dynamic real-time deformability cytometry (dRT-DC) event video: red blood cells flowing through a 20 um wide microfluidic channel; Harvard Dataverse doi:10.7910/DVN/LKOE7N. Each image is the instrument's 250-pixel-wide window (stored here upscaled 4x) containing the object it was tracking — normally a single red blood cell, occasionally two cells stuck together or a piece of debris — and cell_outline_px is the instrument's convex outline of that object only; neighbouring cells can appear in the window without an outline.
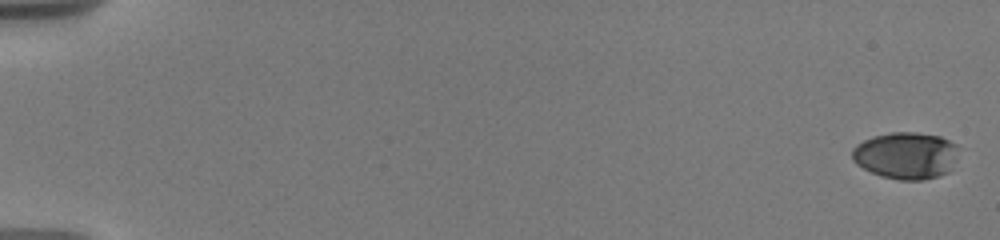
{"species": "human", "species_latin": "Homo sapiens", "temperature_condition": "warm", "stored_images_in_passage": 6, "camera_frame_rate_fps": 3000, "um_per_image_px": 0.085, "donor": {"sex": "male"}, "frame": {"image": 1, "passage_image": 1, "time_ms": 0.0, "image_size_px": [1000, 240], "cell_outline_px": [[956, 156], [948, 172], [924, 180], [900, 180], [880, 176], [856, 164], [852, 160], [852, 148], [856, 144], [872, 136], [888, 132], [916, 132], [940, 136], [956, 144]], "centroid_in_image_um": [76.96, 13.2], "position_along_channel_um": 8.0, "area_um2": 29.07}}
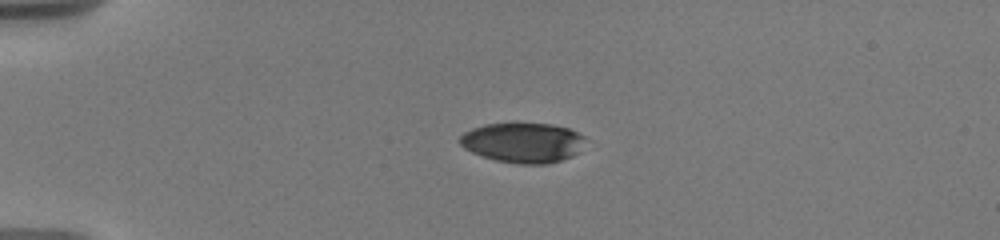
{"frame": {"image": 2, "passage_image": 5, "time_ms": 4.667, "image_size_px": [1000, 240], "cell_outline_px": [[584, 136], [576, 152], [572, 156], [548, 164], [516, 164], [496, 160], [480, 156], [464, 148], [460, 144], [460, 136], [464, 132], [472, 128], [484, 124], [516, 120], [552, 124], [568, 128]], "centroid_in_image_um": [44.37, 12.07], "position_along_channel_um": 40.6, "area_um2": 29.82}}